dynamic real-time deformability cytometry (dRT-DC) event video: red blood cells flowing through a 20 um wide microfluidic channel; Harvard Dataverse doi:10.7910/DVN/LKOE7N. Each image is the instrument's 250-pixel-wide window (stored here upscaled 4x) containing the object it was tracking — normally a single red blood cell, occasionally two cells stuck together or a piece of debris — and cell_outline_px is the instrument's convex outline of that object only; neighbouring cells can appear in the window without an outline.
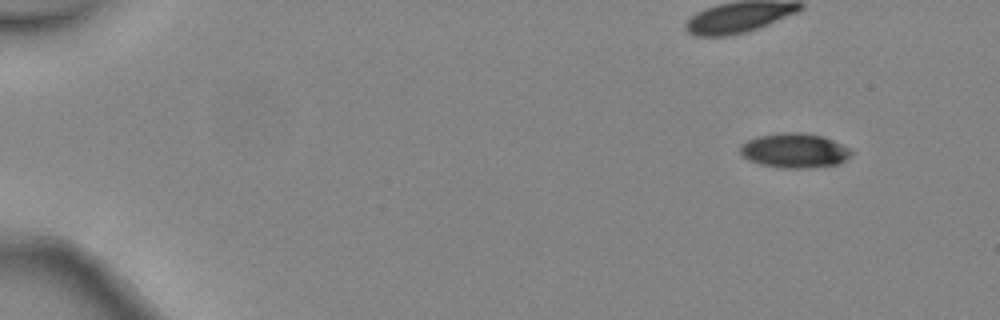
{"species": "common noctule bat (a hibernating species)", "species_latin": "Nyctalus noctula", "temperature_condition": "warm", "stored_images_in_passage": 5, "camera_frame_rate_fps": 3000, "um_per_image_px": 0.085, "animal": {"sex": "female", "body_mass_g": 24.6, "forearm_length_mm": 56.2}, "frame": {"image": 1, "passage_image": 1, "time_ms": 0.0, "image_size_px": [1000, 320], "cell_outline_px": [[852, 156], [840, 164], [812, 168], [784, 168], [760, 164], [748, 160], [740, 152], [740, 144], [756, 136], [784, 132], [800, 132], [824, 136], [848, 148], [852, 152]], "centroid_in_image_um": [67.54, 12.8], "position_along_channel_um": 17.5, "area_um2": 22.54}}